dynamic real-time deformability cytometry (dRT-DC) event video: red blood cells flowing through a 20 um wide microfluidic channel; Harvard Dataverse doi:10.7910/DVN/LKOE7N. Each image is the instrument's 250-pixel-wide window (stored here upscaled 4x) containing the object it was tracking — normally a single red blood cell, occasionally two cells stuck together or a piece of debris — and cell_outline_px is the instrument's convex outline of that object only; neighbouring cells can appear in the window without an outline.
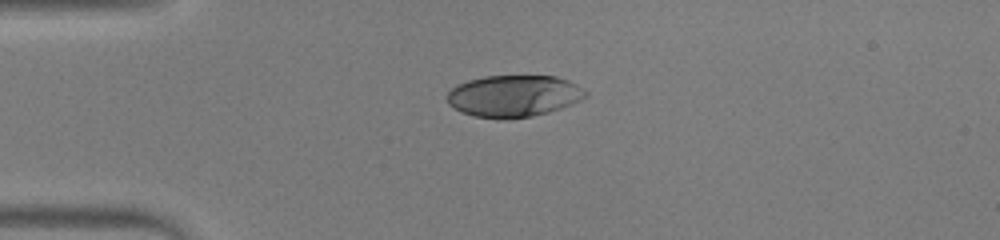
{"species": "human", "species_latin": "Homo sapiens", "temperature_condition": "warm", "stored_images_in_passage": 37, "camera_frame_rate_fps": 3000, "um_per_image_px": 0.085, "donor": {"sex": "male"}, "frame": {"image": 1, "passage_image": 1, "time_ms": 0.0, "image_size_px": [1000, 240], "cell_outline_px": [[588, 92], [580, 100], [572, 104], [548, 112], [532, 116], [476, 116], [464, 112], [448, 104], [448, 92], [452, 88], [468, 80], [484, 76], [556, 76], [568, 80], [576, 84]], "centroid_in_image_um": [43.71, 8.11], "position_along_channel_um": 41.3, "area_um2": 32.66}}
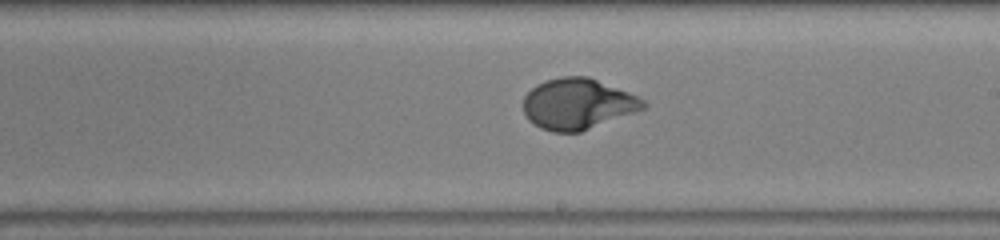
{"frame": {"image": 2, "passage_image": 17, "time_ms": 5.333, "image_size_px": [1000, 240], "cell_outline_px": [[648, 104], [644, 108], [580, 132], [552, 132], [540, 128], [528, 120], [524, 112], [524, 96], [536, 84], [544, 80], [560, 76], [588, 76], [636, 96], [644, 100]], "centroid_in_image_um": [49.05, 8.83], "position_along_channel_um": 239.9, "area_um2": 35.26}}
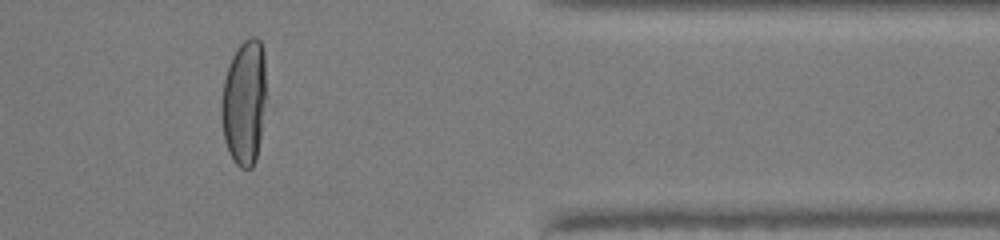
{"frame": {"image": 3, "passage_image": 29, "time_ms": 9.333, "image_size_px": [1000, 240], "cell_outline_px": [[268, 104], [256, 160], [252, 168], [240, 168], [232, 160], [228, 152], [224, 140], [220, 116], [220, 100], [224, 80], [228, 64], [236, 48], [244, 40], [252, 36], [256, 36], [260, 40], [264, 52], [268, 100]], "centroid_in_image_um": [20.79, 8.7], "position_along_channel_um": 390.6, "area_um2": 34.33}, "authors_computed_cell_mechanics": {"area_um2": 35.3736, "velocity_mm_per_s": 4.2763, "shape_relaxation_time_tau1_ms": 3.3602, "shape_relaxation_time_tau2_ms": null, "deformation_change_tau1": 0.2204, "deformation_change_tau2": null}}